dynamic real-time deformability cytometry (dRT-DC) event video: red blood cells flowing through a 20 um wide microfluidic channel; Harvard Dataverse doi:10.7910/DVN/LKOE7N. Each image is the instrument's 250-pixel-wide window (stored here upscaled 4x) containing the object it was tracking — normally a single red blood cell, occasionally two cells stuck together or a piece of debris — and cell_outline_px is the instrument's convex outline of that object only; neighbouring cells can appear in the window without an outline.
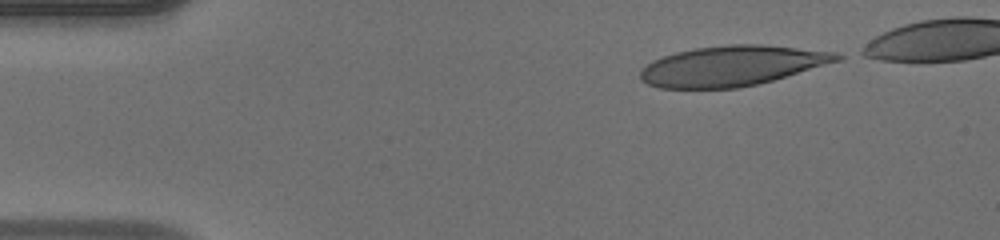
{"species": "human", "species_latin": "Homo sapiens", "temperature_condition": "warm", "stored_images_in_passage": 40, "camera_frame_rate_fps": 3000, "um_per_image_px": 0.085, "donor": {"sex": "male"}, "frame": {"image": 1, "passage_image": 1, "time_ms": 0.0, "image_size_px": [1000, 240], "cell_outline_px": [[844, 56], [840, 60], [772, 80], [756, 84], [736, 88], [660, 88], [648, 84], [640, 80], [640, 68], [652, 60], [676, 52], [696, 48], [728, 44], [764, 44], [836, 52]], "centroid_in_image_um": [62.18, 5.59], "position_along_channel_um": 22.8, "area_um2": 45.84}}
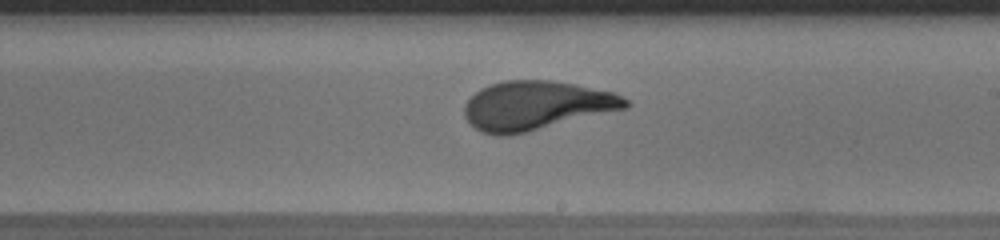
{"frame": {"image": 2, "passage_image": 23, "time_ms": 7.333, "image_size_px": [1000, 240], "cell_outline_px": [[628, 108], [508, 136], [496, 136], [480, 132], [464, 116], [464, 104], [480, 88], [504, 80], [548, 80], [572, 84], [612, 92], [628, 100]], "centroid_in_image_um": [45.53, 8.98], "position_along_channel_um": 243.5, "area_um2": 45.55}}
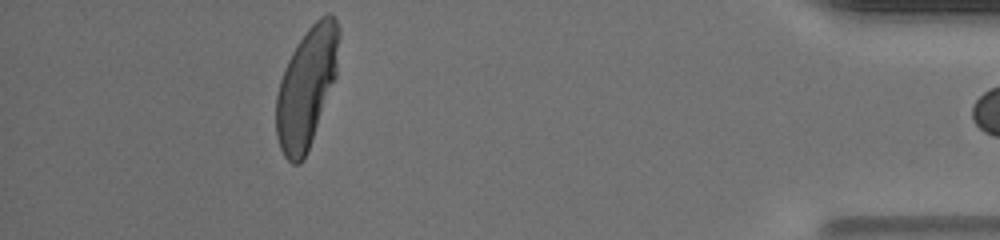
{"frame": {"image": 3, "passage_image": 39, "time_ms": 12.667, "image_size_px": [1000, 240], "cell_outline_px": [[340, 36], [336, 76], [304, 160], [300, 164], [292, 164], [284, 156], [280, 148], [276, 136], [276, 96], [280, 80], [284, 68], [292, 52], [308, 28], [320, 16], [328, 12], [336, 20], [340, 28]], "centroid_in_image_um": [26.06, 7.42], "position_along_channel_um": 409.1, "area_um2": 43.7}}